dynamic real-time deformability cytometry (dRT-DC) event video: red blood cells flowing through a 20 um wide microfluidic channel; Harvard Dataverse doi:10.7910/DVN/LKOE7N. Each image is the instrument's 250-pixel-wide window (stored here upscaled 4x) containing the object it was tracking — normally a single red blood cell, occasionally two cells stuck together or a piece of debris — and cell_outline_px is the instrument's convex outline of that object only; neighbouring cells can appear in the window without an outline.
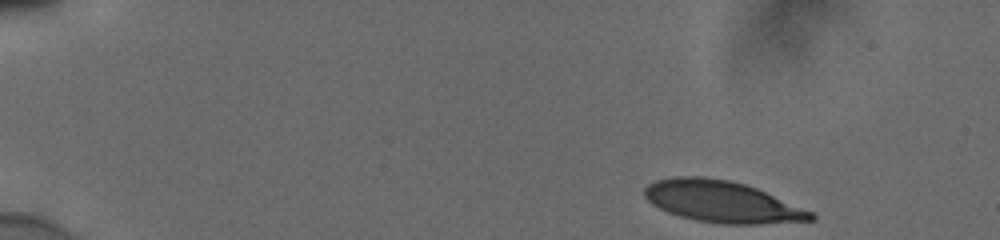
{"species": "human", "species_latin": "Homo sapiens", "temperature_condition": "cold", "stored_images_in_passage": 48, "camera_frame_rate_fps": 3000, "um_per_image_px": 0.085, "donor": {"sex": "male"}, "frame": {"image": 1, "passage_image": 1, "time_ms": 0.0, "image_size_px": [1000, 240], "cell_outline_px": [[816, 220], [760, 224], [724, 224], [696, 220], [680, 216], [668, 212], [652, 204], [644, 196], [644, 188], [648, 184], [656, 180], [676, 176], [704, 176], [728, 180], [744, 184], [756, 188], [812, 212], [816, 216]], "centroid_in_image_um": [61.35, 17.14], "position_along_channel_um": 23.7, "area_um2": 40.0}}
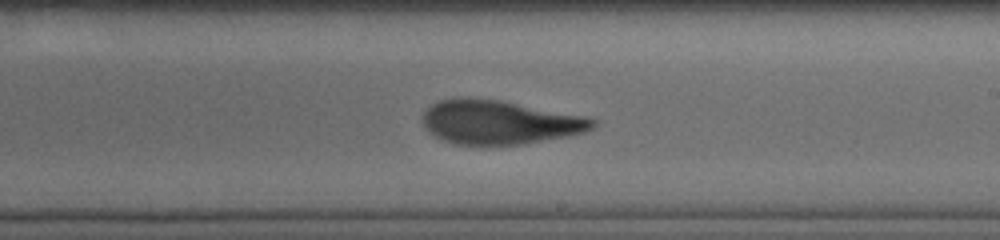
{"frame": {"image": 2, "passage_image": 28, "time_ms": 9.0, "image_size_px": [1000, 240], "cell_outline_px": [[596, 124], [592, 128], [584, 132], [568, 136], [524, 144], [452, 144], [432, 136], [428, 132], [424, 124], [424, 112], [432, 104], [440, 100], [452, 96], [472, 96], [500, 100], [580, 116], [596, 120]], "centroid_in_image_um": [42.37, 10.37], "position_along_channel_um": 246.6, "area_um2": 43.47}}
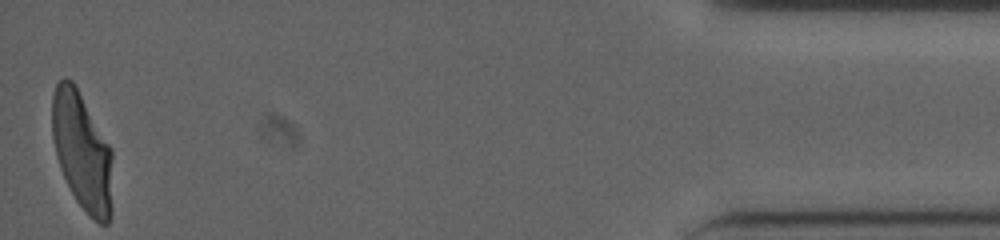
{"frame": {"image": 3, "passage_image": 48, "time_ms": 15.667, "image_size_px": [1000, 240], "cell_outline_px": [[112, 212], [108, 224], [100, 224], [76, 200], [60, 168], [56, 156], [52, 136], [52, 96], [56, 84], [64, 76], [72, 80], [112, 148]], "centroid_in_image_um": [6.99, 12.85], "position_along_channel_um": 428.2, "area_um2": 41.5}, "authors_computed_cell_mechanics": {"area_um2": 43.35, "velocity_mm_per_s": 3.8504, "shape_relaxation_time_tau1_ms": 6.0098, "shape_relaxation_time_tau2_ms": 1.2912, "deformation_change_tau1": 0.2284, "deformation_change_tau2": 0.0849}}